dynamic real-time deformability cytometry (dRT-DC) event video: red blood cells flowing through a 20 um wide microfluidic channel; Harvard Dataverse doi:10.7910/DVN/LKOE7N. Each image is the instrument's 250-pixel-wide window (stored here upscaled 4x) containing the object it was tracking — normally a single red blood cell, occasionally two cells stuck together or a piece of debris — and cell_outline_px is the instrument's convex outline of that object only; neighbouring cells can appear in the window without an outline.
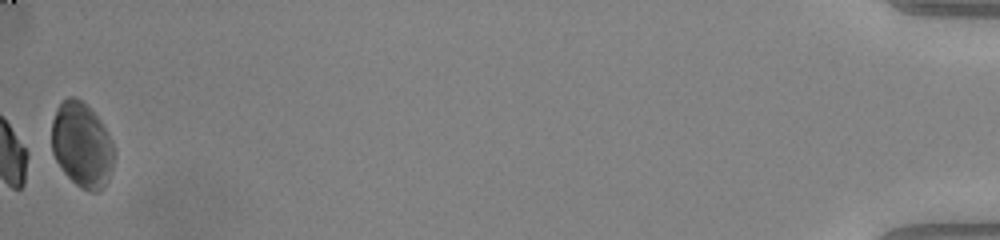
{"species": "common noctule bat (a hibernating species)", "species_latin": "Nyctalus noctula", "temperature_condition": "warm", "stored_images_in_passage": 49, "camera_frame_rate_fps": 3000, "um_per_image_px": 0.085, "animal": {"sex": "male", "body_mass_g": 20.0, "forearm_length_mm": 53.3}, "frame": {"image": 1, "passage_image": 49, "time_ms": 16.0, "image_size_px": [1000, 240], "cell_outline_px": [[112, 168], [108, 180], [104, 188], [100, 192], [88, 192], [80, 188], [64, 172], [56, 160], [52, 152], [52, 120], [56, 108], [68, 96], [76, 96], [100, 120], [112, 140]], "centroid_in_image_um": [6.94, 12.34], "position_along_channel_um": 428.3, "area_um2": 30.69}, "authors_computed_cell_mechanics": {"area_um2": 18.1492, "velocity_mm_per_s": 4.0935, "shape_relaxation_time_tau1_ms": 2.1906, "shape_relaxation_time_tau2_ms": 0.1748, "deformation_change_tau1": 0.1365, "deformation_change_tau2": 0.0484}}